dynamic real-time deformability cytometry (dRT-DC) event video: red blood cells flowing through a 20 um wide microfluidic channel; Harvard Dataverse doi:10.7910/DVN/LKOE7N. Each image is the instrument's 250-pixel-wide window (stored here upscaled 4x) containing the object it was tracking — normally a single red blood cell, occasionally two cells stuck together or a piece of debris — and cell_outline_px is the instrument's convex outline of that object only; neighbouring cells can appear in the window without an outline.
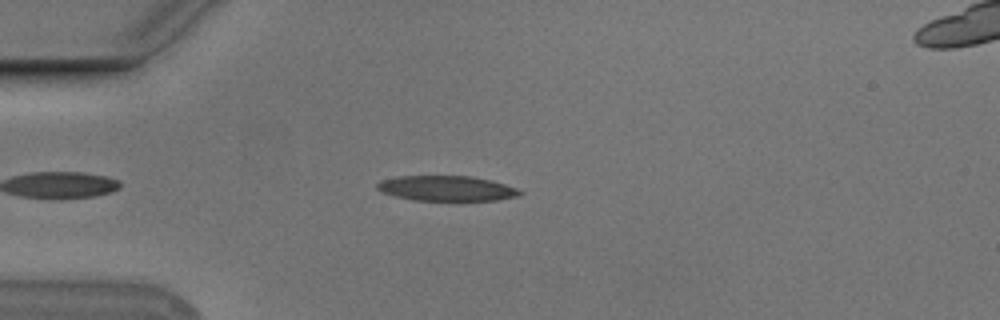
{"species": "Egyptian fruit bat (a non-hibernating species)", "species_latin": "Rousettus aegyptiacus", "temperature_condition": "cold", "stored_images_in_passage": 42, "camera_frame_rate_fps": 3000, "um_per_image_px": 0.085, "animal": {"sex": "male"}, "frame": {"image": 1, "passage_image": 7, "time_ms": 2.0, "image_size_px": [1000, 320], "cell_outline_px": [[524, 192], [520, 196], [496, 200], [412, 200], [380, 192], [376, 188], [376, 184], [380, 180], [396, 176], [472, 176], [492, 180], [516, 188]], "centroid_in_image_um": [37.94, 16.0], "position_along_channel_um": 47.1, "area_um2": 21.04}}
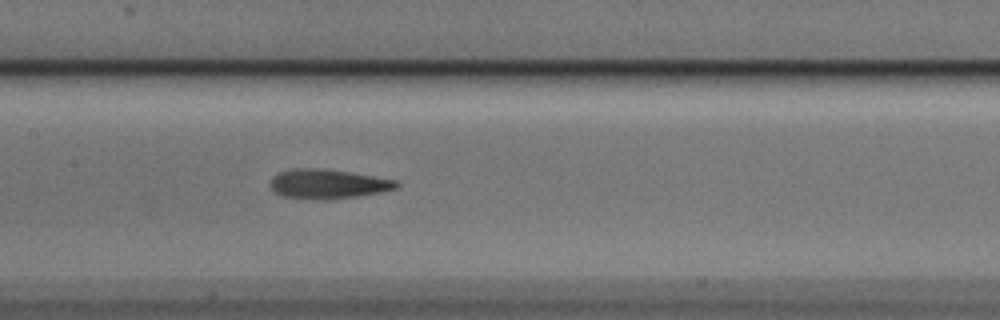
{"frame": {"image": 2, "passage_image": 19, "time_ms": 6.0, "image_size_px": [1000, 320], "cell_outline_px": [[400, 184], [396, 188], [384, 192], [360, 196], [328, 200], [324, 200], [280, 196], [268, 184], [272, 176], [280, 172], [292, 168], [316, 168], [348, 172], [396, 180]], "centroid_in_image_um": [27.85, 15.65], "position_along_channel_um": 179.5, "area_um2": 21.73}}
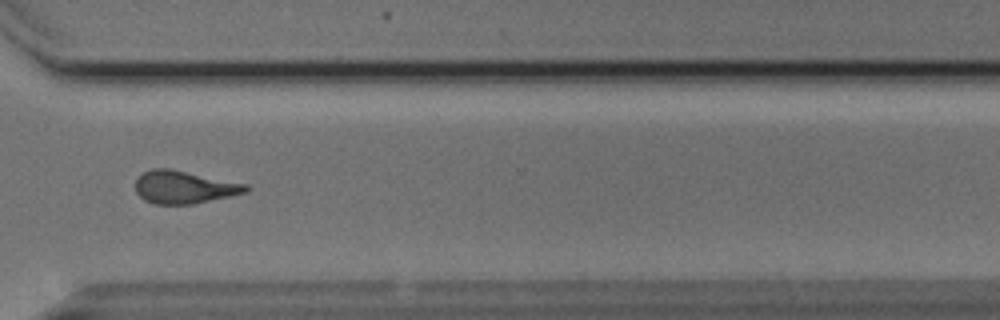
{"frame": {"image": 3, "passage_image": 33, "time_ms": 10.667, "image_size_px": [1000, 320], "cell_outline_px": [[252, 188], [248, 192], [192, 204], [156, 204], [144, 200], [136, 192], [136, 180], [144, 172], [152, 168], [168, 168], [248, 184]], "centroid_in_image_um": [15.68, 15.91], "position_along_channel_um": 354.9, "area_um2": 20.98}, "authors_computed_cell_mechanics": {"area_um2": 21.5016, "velocity_mm_per_s": 3.7682, "shape_relaxation_time_tau1_ms": 9.3833, "shape_relaxation_time_tau2_ms": 3.2276, "deformation_change_tau1": 0.2426, "deformation_change_tau2": 0.1378}}